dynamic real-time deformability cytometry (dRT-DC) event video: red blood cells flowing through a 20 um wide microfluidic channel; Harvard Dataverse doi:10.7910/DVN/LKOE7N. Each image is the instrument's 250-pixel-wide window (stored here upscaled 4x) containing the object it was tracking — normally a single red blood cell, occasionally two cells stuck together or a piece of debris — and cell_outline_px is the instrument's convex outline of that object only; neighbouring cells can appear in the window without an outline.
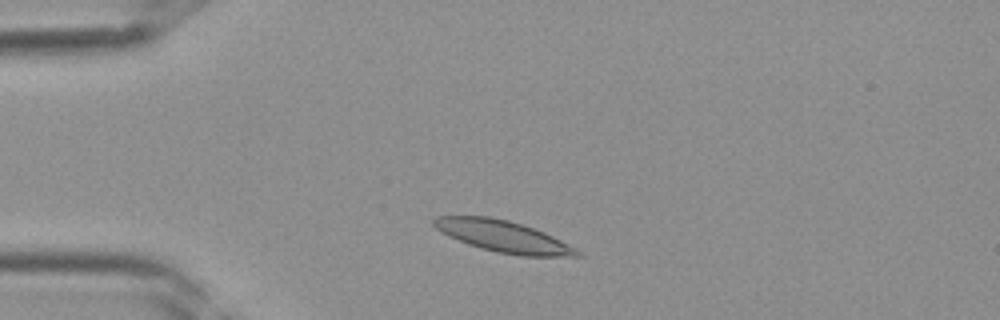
{"species": "Egyptian fruit bat (a non-hibernating species)", "species_latin": "Rousettus aegyptiacus", "temperature_condition": "room temperature", "stored_images_in_passage": 34, "camera_frame_rate_fps": 3000, "um_per_image_px": 0.085, "frame": {"image": 1, "passage_image": 4, "time_ms": 1.0, "image_size_px": [1000, 320], "cell_outline_px": [[584, 256], [524, 256], [496, 252], [480, 248], [468, 244], [440, 232], [432, 224], [432, 220], [436, 216], [488, 216], [508, 220], [544, 232], [576, 248]], "centroid_in_image_um": [42.74, 20.09], "position_along_channel_um": 42.3, "area_um2": 26.13}}
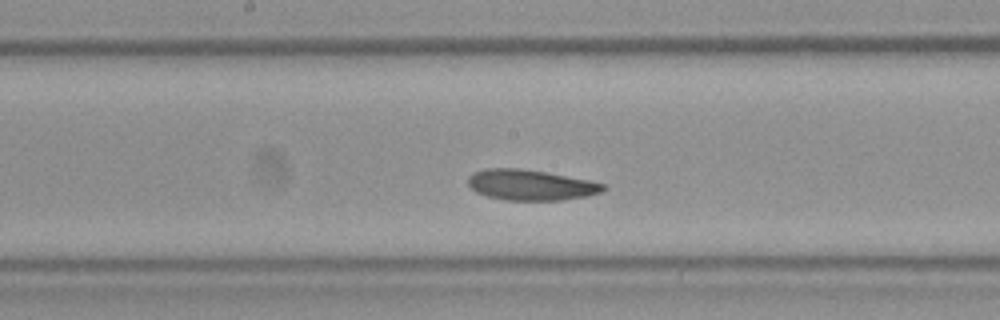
{"frame": {"image": 2, "passage_image": 15, "time_ms": 4.667, "image_size_px": [1000, 320], "cell_outline_px": [[608, 188], [600, 192], [584, 196], [560, 200], [504, 200], [488, 196], [476, 192], [468, 184], [468, 176], [484, 168], [520, 168], [544, 172], [588, 180], [608, 184]], "centroid_in_image_um": [45.11, 15.72], "position_along_channel_um": 203.1, "area_um2": 23.93}}
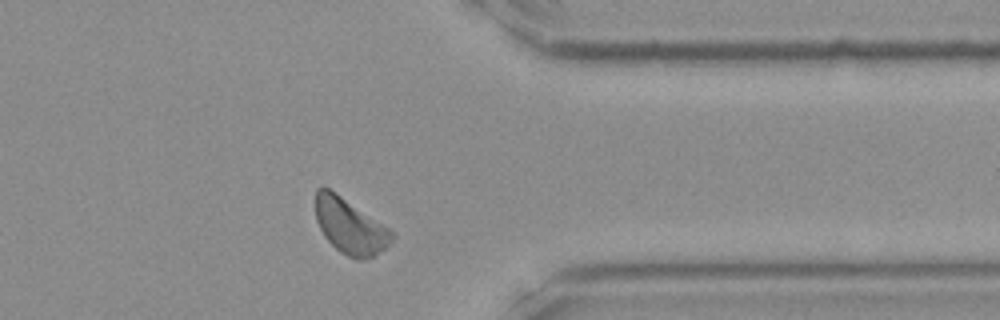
{"frame": {"image": 3, "passage_image": 26, "time_ms": 8.333, "image_size_px": [1000, 320], "cell_outline_px": [[396, 236], [384, 248], [372, 256], [360, 260], [356, 260], [340, 252], [324, 236], [316, 220], [316, 188], [328, 188], [336, 192], [388, 228]], "centroid_in_image_um": [29.73, 19.23], "position_along_channel_um": 381.7, "area_um2": 24.1}}